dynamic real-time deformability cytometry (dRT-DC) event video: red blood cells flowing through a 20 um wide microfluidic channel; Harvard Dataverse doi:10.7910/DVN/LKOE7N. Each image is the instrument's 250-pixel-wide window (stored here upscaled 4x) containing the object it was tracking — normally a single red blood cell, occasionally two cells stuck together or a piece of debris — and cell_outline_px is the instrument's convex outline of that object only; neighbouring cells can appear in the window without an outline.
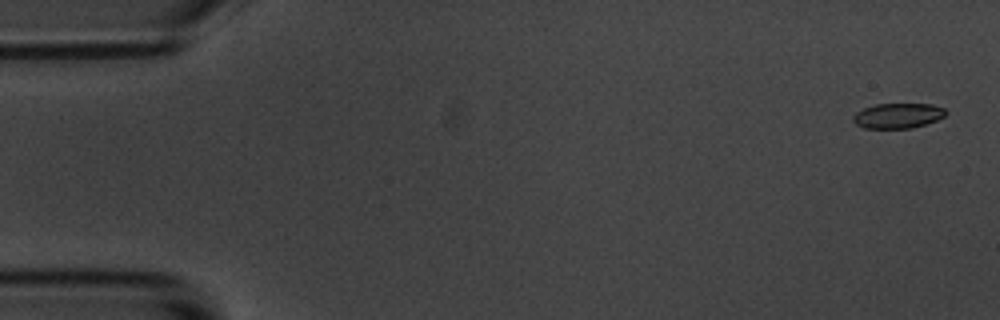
{"species": "common noctule bat (a hibernating species)", "species_latin": "Nyctalus noctula", "temperature_condition": "room temperature", "stored_images_in_passage": 4, "camera_frame_rate_fps": 3000, "um_per_image_px": 0.085, "animal": {"sex": "male", "body_mass_g": 20.1, "forearm_length_mm": 53.5}, "frame": {"image": 1, "passage_image": 1, "time_ms": 0.0, "image_size_px": [1000, 320], "cell_outline_px": [[948, 112], [944, 116], [936, 120], [912, 128], [864, 128], [856, 124], [852, 120], [852, 116], [856, 112], [864, 108], [876, 104], [932, 104], [944, 108]], "centroid_in_image_um": [76.31, 9.83], "position_along_channel_um": 8.7, "area_um2": 13.53}}